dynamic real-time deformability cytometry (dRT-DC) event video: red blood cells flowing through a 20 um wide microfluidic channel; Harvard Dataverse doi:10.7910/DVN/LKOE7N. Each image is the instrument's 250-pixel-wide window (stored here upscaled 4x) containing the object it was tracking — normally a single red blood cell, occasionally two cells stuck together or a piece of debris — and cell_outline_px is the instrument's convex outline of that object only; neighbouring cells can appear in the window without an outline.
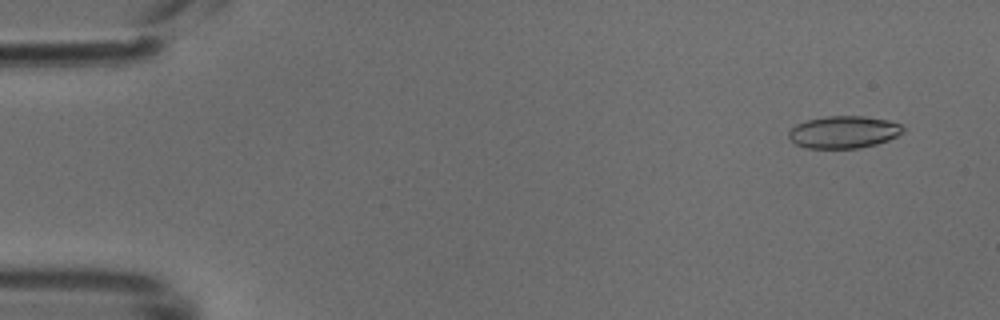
{"species": "common noctule bat (a hibernating species)", "species_latin": "Nyctalus noctula", "temperature_condition": "cold", "stored_images_in_passage": 49, "camera_frame_rate_fps": 3000, "um_per_image_px": 0.085, "animal": {"sex": "male", "body_mass_g": 18.8}, "frame": {"image": 1, "passage_image": 3, "time_ms": 0.667, "image_size_px": [1000, 320], "cell_outline_px": [[904, 132], [888, 140], [876, 144], [860, 148], [804, 148], [796, 144], [788, 136], [788, 132], [796, 124], [808, 120], [824, 116], [864, 116], [888, 120], [900, 124], [904, 128]], "centroid_in_image_um": [71.71, 11.22], "position_along_channel_um": 13.3, "area_um2": 21.5}}
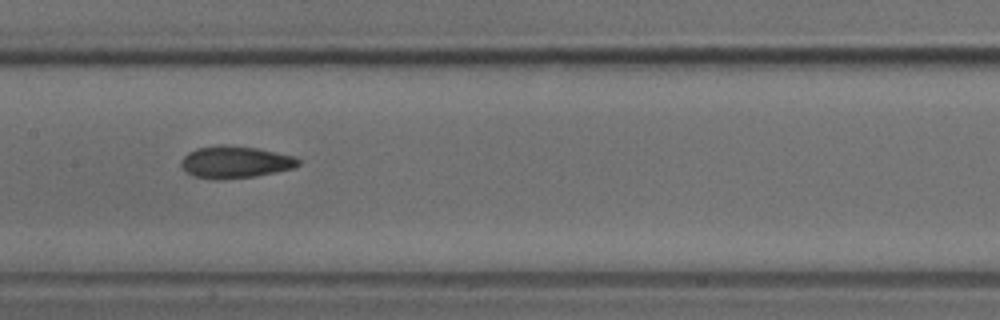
{"frame": {"image": 2, "passage_image": 24, "time_ms": 7.667, "image_size_px": [1000, 320], "cell_outline_px": [[300, 164], [292, 168], [276, 172], [256, 176], [192, 176], [184, 172], [180, 164], [180, 160], [188, 152], [196, 148], [220, 144], [228, 144], [260, 148], [296, 156], [300, 160]], "centroid_in_image_um": [20.02, 13.71], "position_along_channel_um": 187.4, "area_um2": 21.5}}
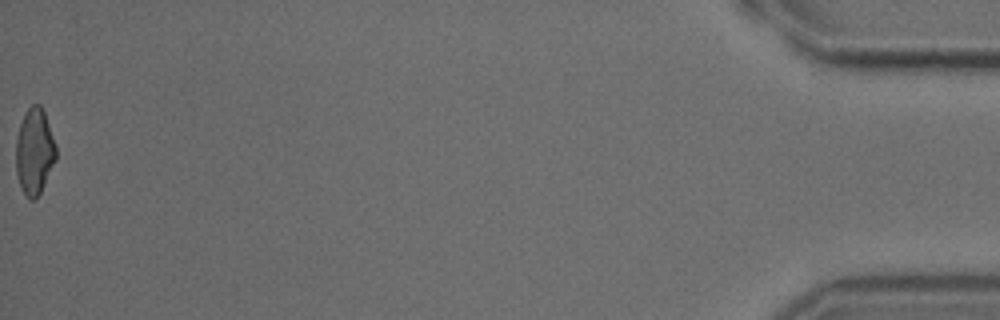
{"frame": {"image": 3, "passage_image": 49, "time_ms": 16.0, "image_size_px": [1000, 320], "cell_outline_px": [[56, 160], [36, 200], [28, 200], [20, 184], [16, 172], [16, 140], [20, 124], [24, 112], [32, 104], [40, 104], [44, 112], [56, 144]], "centroid_in_image_um": [2.93, 12.87], "position_along_channel_um": 432.3, "area_um2": 20.11}}